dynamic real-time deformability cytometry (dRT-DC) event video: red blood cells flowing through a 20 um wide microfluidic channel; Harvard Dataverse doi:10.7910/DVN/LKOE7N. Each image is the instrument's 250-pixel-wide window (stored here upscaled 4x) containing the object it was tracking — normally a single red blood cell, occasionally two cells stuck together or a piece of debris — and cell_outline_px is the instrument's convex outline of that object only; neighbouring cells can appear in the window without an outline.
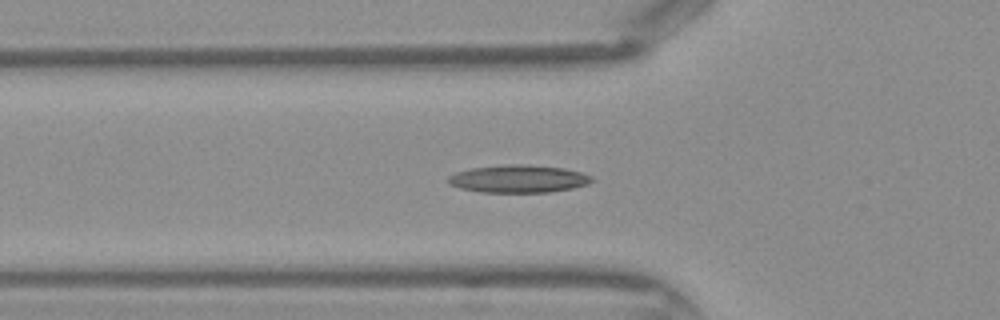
{"species": "Egyptian fruit bat (a non-hibernating species)", "species_latin": "Rousettus aegyptiacus", "temperature_condition": "warm", "stored_images_in_passage": 31, "camera_frame_rate_fps": 3000, "um_per_image_px": 0.085, "frame": {"image": 1, "passage_image": 7, "time_ms": 2.0, "image_size_px": [1000, 320], "cell_outline_px": [[596, 180], [588, 184], [572, 188], [548, 192], [480, 192], [460, 188], [448, 184], [448, 176], [456, 172], [472, 168], [516, 164], [520, 164], [564, 168], [580, 172], [592, 176]], "centroid_in_image_um": [44.08, 15.21], "position_along_channel_um": 81.7, "area_um2": 23.0}}
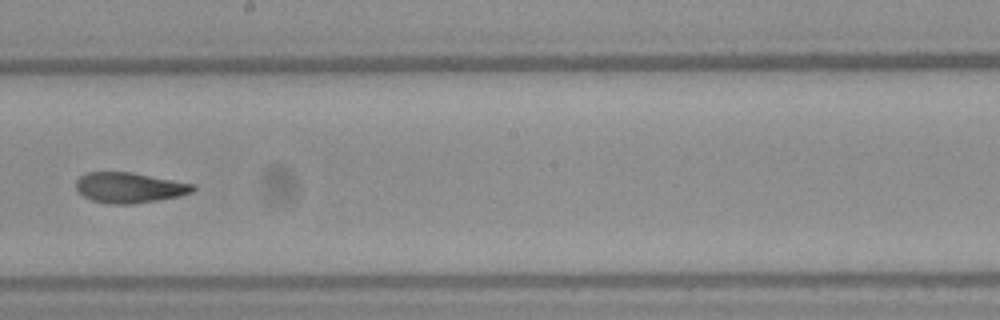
{"frame": {"image": 2, "passage_image": 17, "time_ms": 5.333, "image_size_px": [1000, 320], "cell_outline_px": [[196, 188], [192, 192], [180, 196], [132, 204], [112, 204], [92, 200], [84, 196], [76, 188], [76, 180], [80, 176], [88, 172], [128, 172], [196, 184]], "centroid_in_image_um": [11.01, 15.95], "position_along_channel_um": 237.2, "area_um2": 20.52}}
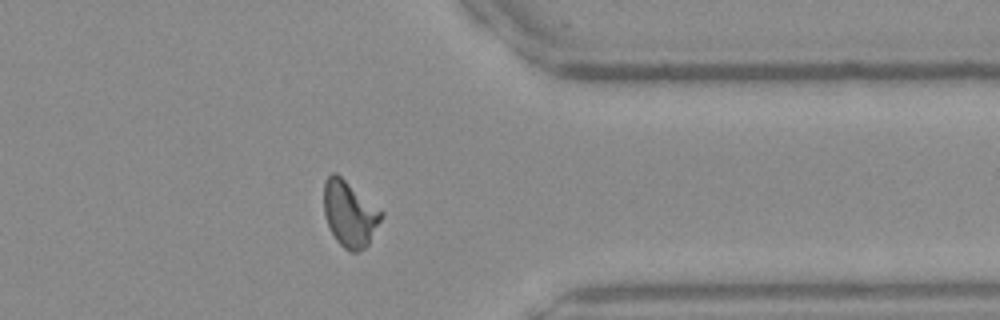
{"frame": {"image": 3, "passage_image": 27, "time_ms": 8.667, "image_size_px": [1000, 320], "cell_outline_px": [[384, 216], [368, 244], [364, 248], [356, 252], [348, 252], [336, 240], [328, 224], [324, 212], [324, 180], [332, 172], [336, 172], [384, 212]], "centroid_in_image_um": [29.73, 18.16], "position_along_channel_um": 381.7, "area_um2": 22.02}}